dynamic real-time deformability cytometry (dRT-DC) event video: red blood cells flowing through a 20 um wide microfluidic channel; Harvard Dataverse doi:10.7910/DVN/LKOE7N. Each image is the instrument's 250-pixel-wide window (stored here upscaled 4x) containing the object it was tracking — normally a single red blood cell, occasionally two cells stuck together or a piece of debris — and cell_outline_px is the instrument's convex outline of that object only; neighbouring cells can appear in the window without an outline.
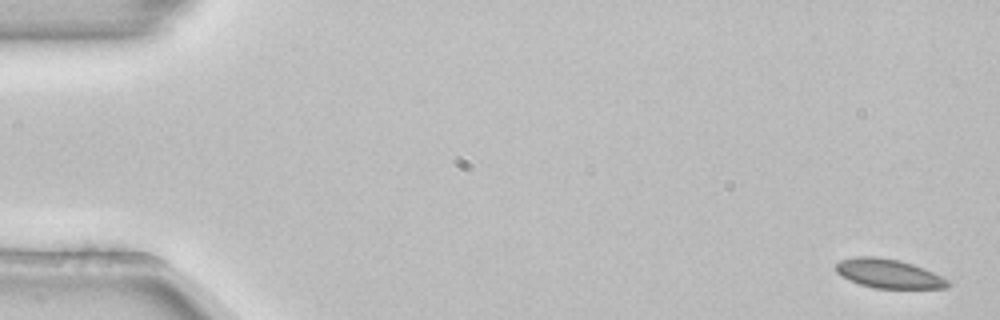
{"species": "common noctule bat (a hibernating species)", "species_latin": "Nyctalus noctula", "temperature_condition": "room temperature", "stored_images_in_passage": 3, "camera_frame_rate_fps": 3000, "um_per_image_px": 0.085, "animal": {"sex": "female", "body_mass_g": 22.7, "forearm_length_mm": 54.2}, "frame": {"image": 1, "passage_image": 1, "time_ms": 0.0, "image_size_px": [1000, 320], "cell_outline_px": [[952, 284], [948, 288], [876, 288], [860, 284], [848, 280], [840, 276], [836, 272], [836, 264], [840, 260], [856, 256], [880, 256], [912, 264], [924, 268], [948, 280]], "centroid_in_image_um": [75.51, 23.25], "position_along_channel_um": 9.5, "area_um2": 18.96}}
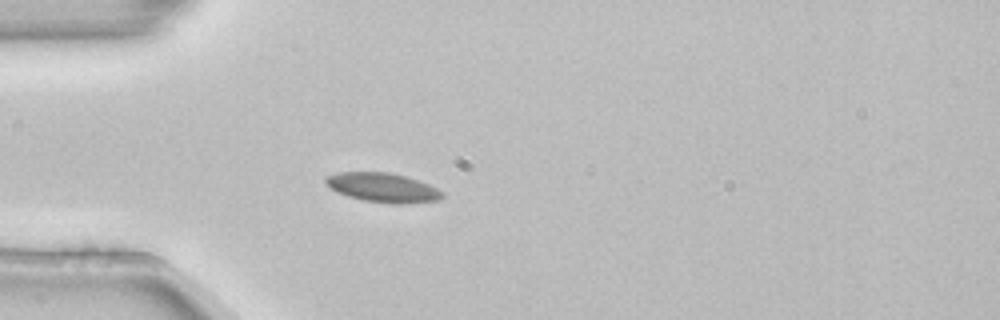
{"frame": {"image": 2, "passage_image": 3, "time_ms": 0.667, "image_size_px": [1000, 320], "cell_outline_px": [[444, 196], [440, 200], [408, 204], [392, 204], [364, 200], [348, 196], [336, 192], [324, 180], [324, 176], [340, 172], [388, 172], [408, 176], [428, 184], [444, 192]], "centroid_in_image_um": [32.57, 15.95], "position_along_channel_um": 52.4, "area_um2": 20.06}}